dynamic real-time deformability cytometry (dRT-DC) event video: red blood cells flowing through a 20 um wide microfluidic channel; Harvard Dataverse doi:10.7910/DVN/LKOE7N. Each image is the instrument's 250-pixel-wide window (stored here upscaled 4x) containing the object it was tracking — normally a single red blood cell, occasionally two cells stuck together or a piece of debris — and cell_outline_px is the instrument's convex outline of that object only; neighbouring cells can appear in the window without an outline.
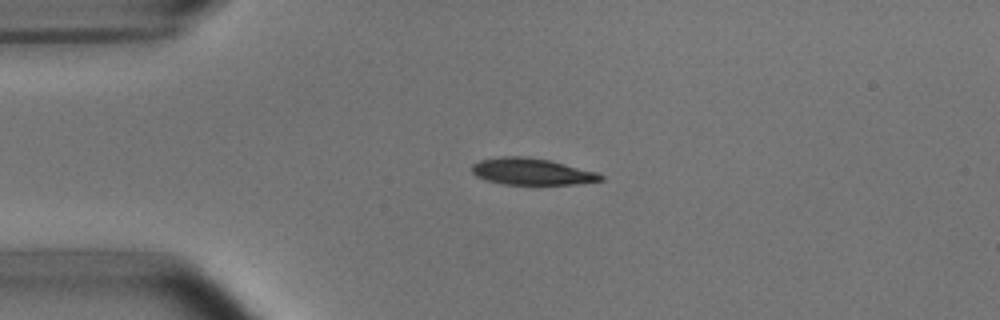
{"species": "common noctule bat (a hibernating species)", "species_latin": "Nyctalus noctula", "temperature_condition": "room temperature", "stored_images_in_passage": 42, "camera_frame_rate_fps": 3000, "um_per_image_px": 0.085, "animal": {"sex": "male", "body_mass_g": 15.6}, "frame": {"image": 1, "passage_image": 1, "time_ms": 0.0, "image_size_px": [1000, 320], "cell_outline_px": [[604, 180], [572, 184], [504, 184], [488, 180], [476, 176], [472, 172], [472, 164], [480, 160], [500, 156], [528, 156], [548, 160], [596, 172], [604, 176]], "centroid_in_image_um": [45.17, 14.57], "position_along_channel_um": 39.8, "area_um2": 19.77}}
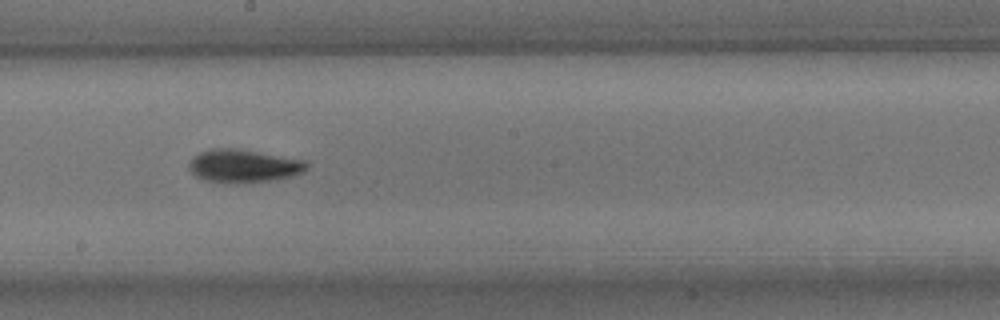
{"frame": {"image": 2, "passage_image": 18, "time_ms": 5.667, "image_size_px": [1000, 320], "cell_outline_px": [[308, 168], [296, 176], [272, 180], [204, 180], [196, 176], [192, 172], [188, 164], [200, 152], [212, 148], [236, 148], [304, 160], [308, 164]], "centroid_in_image_um": [20.75, 14.06], "position_along_channel_um": 227.4, "area_um2": 21.68}}
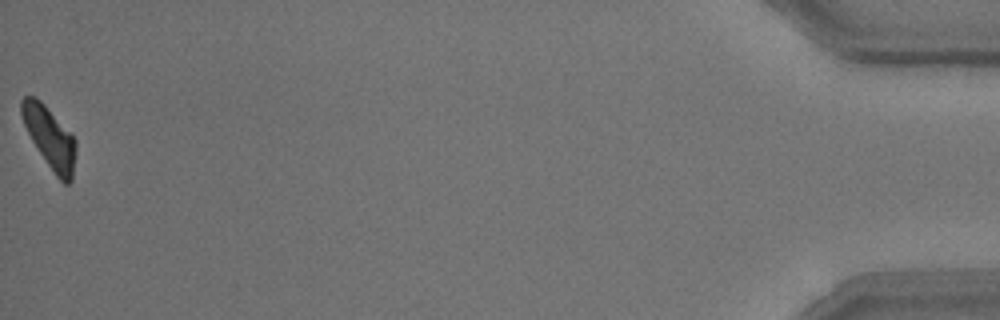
{"frame": {"image": 3, "passage_image": 42, "time_ms": 13.667, "image_size_px": [1000, 320], "cell_outline_px": [[76, 152], [72, 180], [68, 184], [64, 184], [56, 176], [32, 140], [24, 124], [20, 112], [20, 100], [24, 96], [36, 96], [44, 104], [76, 140]], "centroid_in_image_um": [4.22, 11.69], "position_along_channel_um": 431.0, "area_um2": 19.07}, "authors_computed_cell_mechanics": {"area_um2": 20.8369, "velocity_mm_per_s": 3.7451, "shape_relaxation_time_tau1_ms": 2.5702, "shape_relaxation_time_tau2_ms": 2.6842, "deformation_change_tau1": 0.1393, "deformation_change_tau2": 0.0778}}